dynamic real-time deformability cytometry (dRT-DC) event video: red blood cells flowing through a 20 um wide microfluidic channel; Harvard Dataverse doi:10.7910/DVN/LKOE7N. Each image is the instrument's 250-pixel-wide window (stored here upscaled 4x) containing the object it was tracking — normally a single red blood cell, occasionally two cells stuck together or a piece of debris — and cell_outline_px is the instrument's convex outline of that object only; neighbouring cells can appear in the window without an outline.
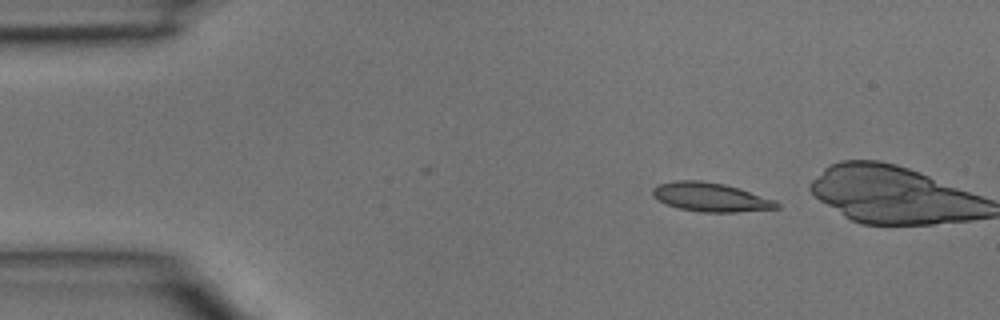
{"species": "common noctule bat (a hibernating species)", "species_latin": "Nyctalus noctula", "temperature_condition": "room temperature", "stored_images_in_passage": 3, "camera_frame_rate_fps": 3000, "um_per_image_px": 0.085, "animal": {"sex": "male", "body_mass_g": 15.6}, "frame": {"image": 1, "passage_image": 1, "time_ms": 0.0, "image_size_px": [1000, 320], "cell_outline_px": [[780, 208], [736, 212], [700, 212], [680, 208], [668, 204], [652, 196], [652, 188], [660, 184], [676, 180], [700, 180], [724, 184], [740, 188], [776, 200], [780, 204]], "centroid_in_image_um": [60.44, 16.75], "position_along_channel_um": 24.6, "area_um2": 20.87}}